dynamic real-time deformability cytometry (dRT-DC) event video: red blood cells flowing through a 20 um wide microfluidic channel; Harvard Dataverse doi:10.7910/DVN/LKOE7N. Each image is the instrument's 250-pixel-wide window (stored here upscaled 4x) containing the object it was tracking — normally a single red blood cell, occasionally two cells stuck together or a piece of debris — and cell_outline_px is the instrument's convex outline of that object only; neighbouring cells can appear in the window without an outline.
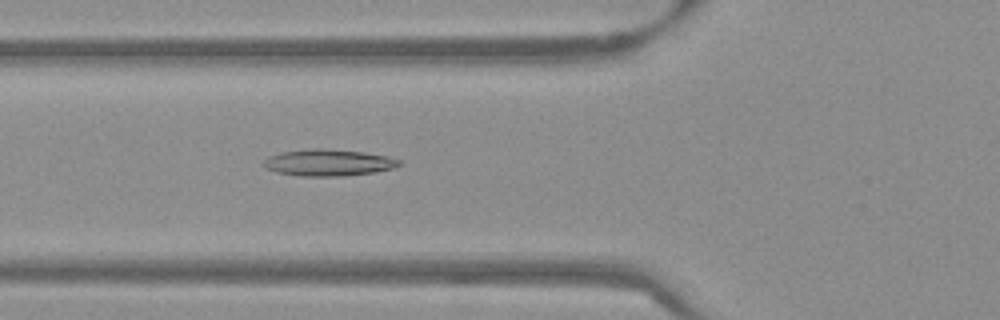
{"species": "Egyptian fruit bat (a non-hibernating species)", "species_latin": "Rousettus aegyptiacus", "temperature_condition": "warm", "stored_images_in_passage": 52, "camera_frame_rate_fps": 3000, "um_per_image_px": 0.085, "frame": {"image": 1, "passage_image": 19, "time_ms": 6.0, "image_size_px": [1000, 320], "cell_outline_px": [[400, 164], [392, 168], [376, 172], [340, 176], [304, 176], [276, 172], [264, 168], [264, 160], [268, 156], [280, 152], [312, 148], [328, 148], [364, 152], [388, 156], [400, 160]], "centroid_in_image_um": [27.89, 13.81], "position_along_channel_um": 97.9, "area_um2": 21.1}}
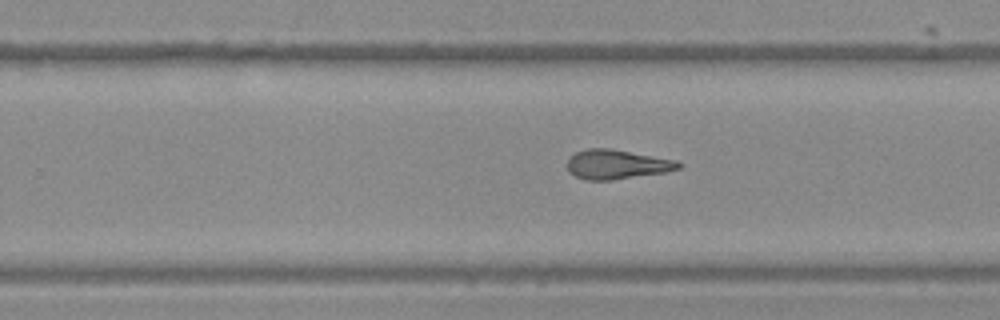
{"frame": {"image": 2, "passage_image": 33, "time_ms": 10.667, "image_size_px": [1000, 320], "cell_outline_px": [[680, 168], [668, 172], [612, 180], [588, 180], [576, 176], [568, 172], [568, 156], [576, 152], [588, 148], [612, 148], [680, 160]], "centroid_in_image_um": [52.47, 13.96], "position_along_channel_um": 277.3, "area_um2": 19.42}}
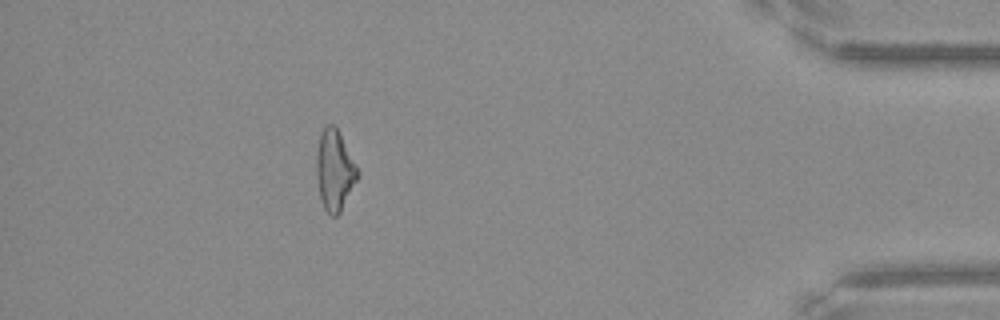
{"frame": {"image": 3, "passage_image": 47, "time_ms": 15.333, "image_size_px": [1000, 320], "cell_outline_px": [[360, 176], [340, 212], [336, 216], [332, 216], [324, 208], [320, 200], [316, 176], [316, 152], [320, 136], [324, 128], [328, 124], [332, 124], [336, 128], [356, 164], [360, 172]], "centroid_in_image_um": [28.44, 14.51], "position_along_channel_um": 406.8, "area_um2": 19.25}, "authors_computed_cell_mechanics": {"area_um2": 19.9988, "velocity_mm_per_s": 3.8387, "shape_relaxation_time_tau1_ms": null, "shape_relaxation_time_tau2_ms": 2.7453, "deformation_change_tau1": null, "deformation_change_tau2": 0.126}}